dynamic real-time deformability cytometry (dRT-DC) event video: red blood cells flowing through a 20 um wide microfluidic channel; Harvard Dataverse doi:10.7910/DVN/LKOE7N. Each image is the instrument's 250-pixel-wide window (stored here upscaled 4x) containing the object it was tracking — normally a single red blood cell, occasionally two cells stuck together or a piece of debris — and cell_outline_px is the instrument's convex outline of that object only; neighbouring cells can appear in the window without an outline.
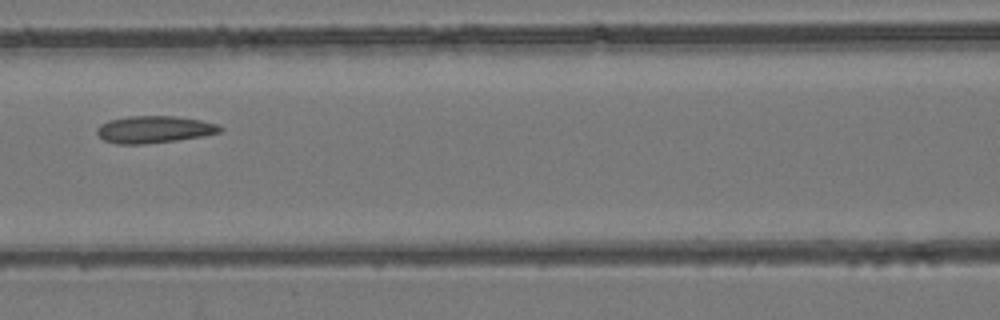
{"species": "common noctule bat (a hibernating species)", "species_latin": "Nyctalus noctula", "temperature_condition": "room temperature", "stored_images_in_passage": 5, "camera_frame_rate_fps": 3000, "um_per_image_px": 0.085, "animal": {"sex": "female", "body_mass_g": 24.6, "forearm_length_mm": 56.2}, "frame": {"image": 1, "passage_image": 4, "time_ms": 3.333, "image_size_px": [1000, 320], "cell_outline_px": [[224, 128], [220, 132], [204, 136], [176, 140], [144, 144], [116, 144], [104, 140], [96, 132], [96, 128], [100, 124], [108, 120], [128, 116], [176, 116], [200, 120], [216, 124]], "centroid_in_image_um": [13.08, 11.0], "position_along_channel_um": 153.5, "area_um2": 19.48}}
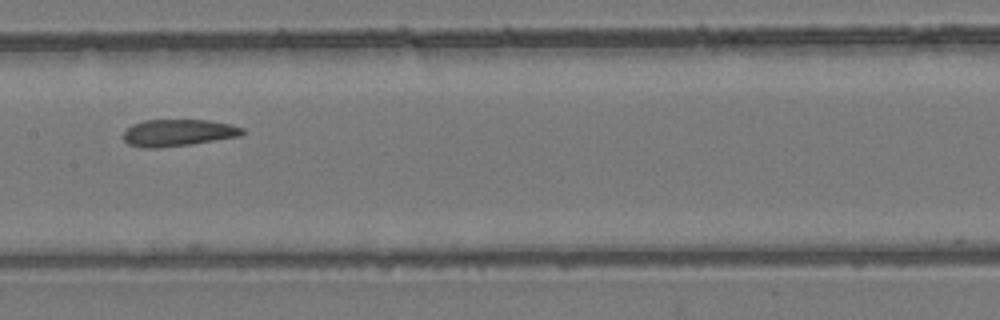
{"frame": {"image": 2, "passage_image": 5, "time_ms": 4.333, "image_size_px": [1000, 320], "cell_outline_px": [[244, 132], [240, 136], [188, 144], [160, 148], [140, 148], [128, 144], [124, 140], [124, 132], [132, 124], [144, 120], [208, 120], [232, 124], [244, 128]], "centroid_in_image_um": [15.12, 11.28], "position_along_channel_um": 192.3, "area_um2": 18.61}}